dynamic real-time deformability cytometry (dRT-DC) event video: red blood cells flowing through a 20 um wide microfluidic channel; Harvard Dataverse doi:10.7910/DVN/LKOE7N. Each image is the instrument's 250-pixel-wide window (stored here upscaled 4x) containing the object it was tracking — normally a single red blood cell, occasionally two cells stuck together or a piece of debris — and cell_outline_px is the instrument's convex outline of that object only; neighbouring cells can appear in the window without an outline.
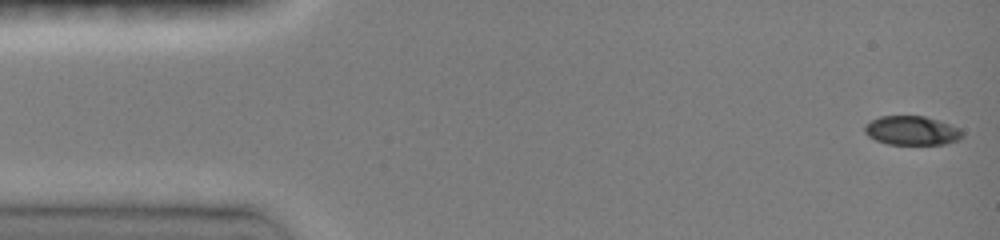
{"species": "common noctule bat (a hibernating species)", "species_latin": "Nyctalus noctula", "temperature_condition": "room temperature", "stored_images_in_passage": 21, "camera_frame_rate_fps": 3000, "um_per_image_px": 0.085, "animal": {"sex": "female", "body_mass_g": 19.0, "forearm_length_mm": 51.5}, "frame": {"image": 1, "passage_image": 1, "time_ms": 0.0, "image_size_px": [1000, 240], "cell_outline_px": [[964, 136], [956, 140], [944, 144], [888, 144], [876, 140], [868, 136], [864, 132], [864, 124], [880, 116], [924, 116], [940, 120], [960, 128], [964, 132]], "centroid_in_image_um": [77.51, 11.09], "position_along_channel_um": 7.5, "area_um2": 16.65}}
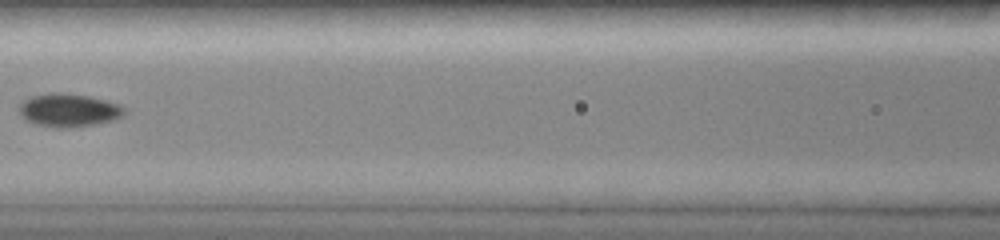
{"frame": {"image": 2, "passage_image": 10, "time_ms": 6.667, "image_size_px": [1000, 240], "cell_outline_px": [[124, 116], [112, 120], [96, 124], [68, 128], [56, 128], [36, 124], [24, 120], [20, 112], [20, 104], [24, 100], [32, 96], [48, 92], [64, 92], [88, 96], [120, 104], [124, 108]], "centroid_in_image_um": [5.83, 9.36], "position_along_channel_um": 160.8, "area_um2": 20.46}}
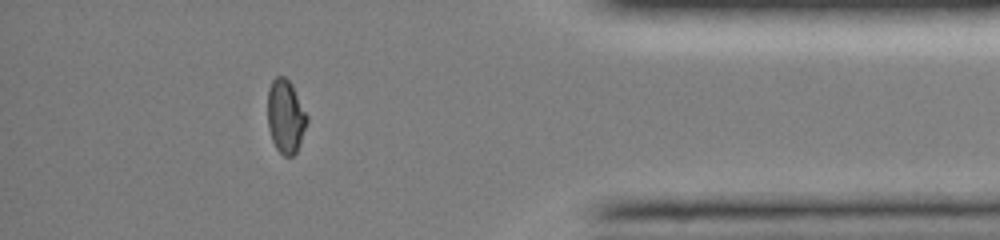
{"frame": {"image": 3, "passage_image": 19, "time_ms": 13.333, "image_size_px": [1000, 240], "cell_outline_px": [[308, 120], [300, 144], [296, 152], [292, 156], [284, 156], [276, 148], [272, 140], [268, 128], [268, 88], [272, 80], [276, 76], [284, 76], [292, 84], [308, 116]], "centroid_in_image_um": [24.28, 9.89], "position_along_channel_um": 410.9, "area_um2": 16.94}, "authors_computed_cell_mechanics": {"area_um2": 17.8602, "velocity_mm_per_s": 4.0933, "shape_relaxation_time_tau1_ms": 5.9921, "shape_relaxation_time_tau2_ms": null, "deformation_change_tau1": 0.1933, "deformation_change_tau2": null}}